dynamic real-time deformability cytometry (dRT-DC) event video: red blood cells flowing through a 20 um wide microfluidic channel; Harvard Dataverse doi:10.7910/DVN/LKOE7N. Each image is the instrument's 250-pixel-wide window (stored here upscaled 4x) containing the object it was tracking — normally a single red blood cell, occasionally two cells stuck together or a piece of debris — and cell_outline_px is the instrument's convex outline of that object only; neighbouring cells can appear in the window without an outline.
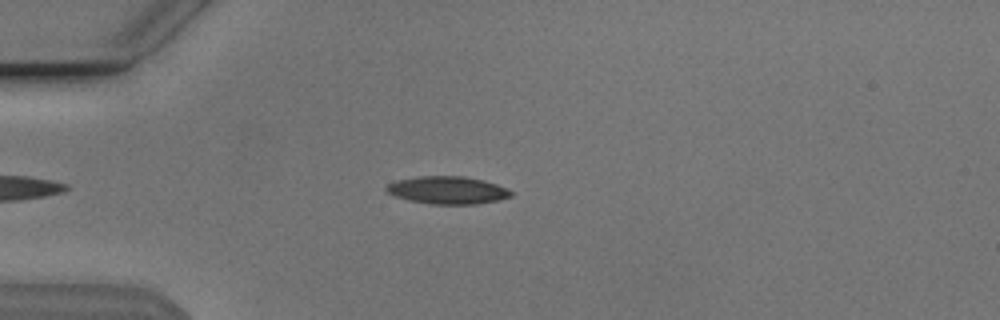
{"species": "Egyptian fruit bat (a non-hibernating species)", "species_latin": "Rousettus aegyptiacus", "temperature_condition": "cold", "stored_images_in_passage": 45, "camera_frame_rate_fps": 3000, "um_per_image_px": 0.085, "animal": {"sex": "male"}, "frame": {"image": 1, "passage_image": 10, "time_ms": 3.0, "image_size_px": [1000, 320], "cell_outline_px": [[512, 196], [500, 200], [476, 204], [432, 204], [408, 200], [396, 196], [388, 192], [384, 188], [388, 184], [396, 180], [416, 176], [464, 176], [484, 180], [508, 188], [512, 192]], "centroid_in_image_um": [38.06, 16.16], "position_along_channel_um": 46.9, "area_um2": 20.17}}
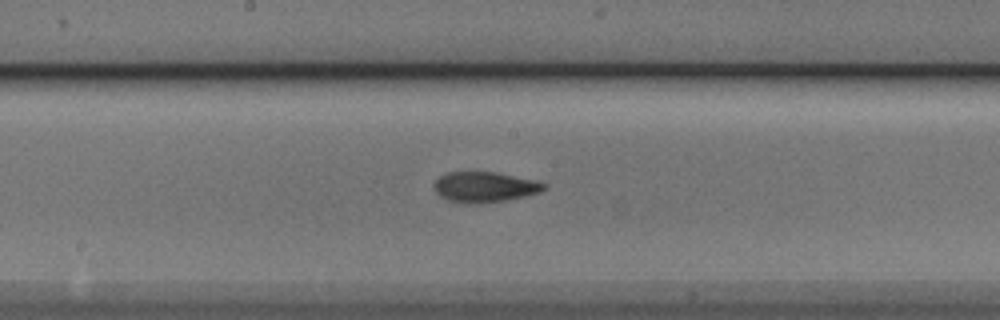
{"frame": {"image": 2, "passage_image": 24, "time_ms": 7.667, "image_size_px": [1000, 320], "cell_outline_px": [[548, 188], [540, 192], [524, 196], [504, 200], [476, 204], [464, 204], [448, 200], [440, 196], [432, 188], [436, 180], [444, 172], [496, 172], [532, 180], [548, 184]], "centroid_in_image_um": [41.16, 15.9], "position_along_channel_um": 207.0, "area_um2": 19.54}}
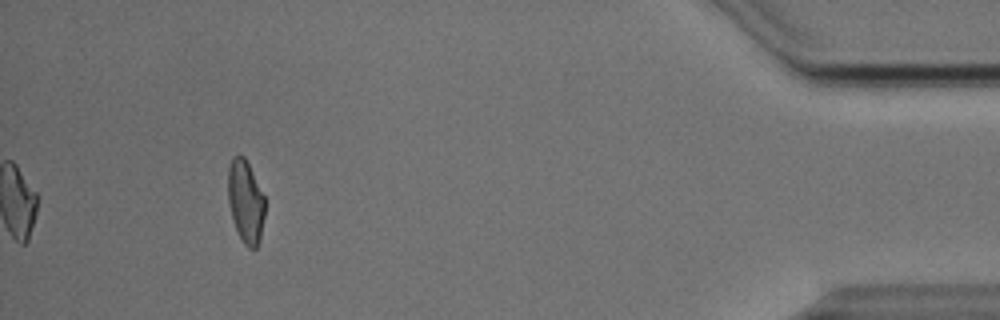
{"frame": {"image": 3, "passage_image": 45, "time_ms": 14.667, "image_size_px": [1000, 320], "cell_outline_px": [[264, 216], [260, 240], [256, 248], [248, 248], [244, 244], [236, 228], [232, 216], [228, 200], [228, 168], [232, 156], [244, 156], [264, 196]], "centroid_in_image_um": [20.87, 17.13], "position_along_channel_um": 414.3, "area_um2": 17.51}, "authors_computed_cell_mechanics": {"area_um2": 19.0162, "velocity_mm_per_s": 3.856, "shape_relaxation_time_tau1_ms": 3.4341, "shape_relaxation_time_tau2_ms": 2.2477, "deformation_change_tau1": 0.1565, "deformation_change_tau2": 0.0891}}